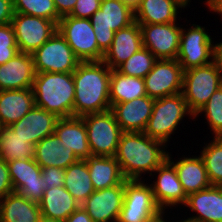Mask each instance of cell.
I'll return each mask as SVG.
<instances>
[{"label": "cell", "mask_w": 222, "mask_h": 222, "mask_svg": "<svg viewBox=\"0 0 222 222\" xmlns=\"http://www.w3.org/2000/svg\"><path fill=\"white\" fill-rule=\"evenodd\" d=\"M109 96L111 106L147 96L143 78L127 76L111 70Z\"/></svg>", "instance_id": "cell-30"}, {"label": "cell", "mask_w": 222, "mask_h": 222, "mask_svg": "<svg viewBox=\"0 0 222 222\" xmlns=\"http://www.w3.org/2000/svg\"><path fill=\"white\" fill-rule=\"evenodd\" d=\"M206 4L211 11L222 15V0H207Z\"/></svg>", "instance_id": "cell-47"}, {"label": "cell", "mask_w": 222, "mask_h": 222, "mask_svg": "<svg viewBox=\"0 0 222 222\" xmlns=\"http://www.w3.org/2000/svg\"><path fill=\"white\" fill-rule=\"evenodd\" d=\"M164 145L144 132H123L114 157L125 179L140 180L142 173L147 171L152 175L167 159L169 152L161 149Z\"/></svg>", "instance_id": "cell-2"}, {"label": "cell", "mask_w": 222, "mask_h": 222, "mask_svg": "<svg viewBox=\"0 0 222 222\" xmlns=\"http://www.w3.org/2000/svg\"><path fill=\"white\" fill-rule=\"evenodd\" d=\"M221 86L214 62L184 71L182 94L193 117Z\"/></svg>", "instance_id": "cell-5"}, {"label": "cell", "mask_w": 222, "mask_h": 222, "mask_svg": "<svg viewBox=\"0 0 222 222\" xmlns=\"http://www.w3.org/2000/svg\"><path fill=\"white\" fill-rule=\"evenodd\" d=\"M100 3L101 0H77L69 16L90 19L99 10Z\"/></svg>", "instance_id": "cell-40"}, {"label": "cell", "mask_w": 222, "mask_h": 222, "mask_svg": "<svg viewBox=\"0 0 222 222\" xmlns=\"http://www.w3.org/2000/svg\"><path fill=\"white\" fill-rule=\"evenodd\" d=\"M81 118L86 126L92 156H115L123 131L112 111L91 113Z\"/></svg>", "instance_id": "cell-8"}, {"label": "cell", "mask_w": 222, "mask_h": 222, "mask_svg": "<svg viewBox=\"0 0 222 222\" xmlns=\"http://www.w3.org/2000/svg\"><path fill=\"white\" fill-rule=\"evenodd\" d=\"M14 189L9 176V167L5 160L0 158V201Z\"/></svg>", "instance_id": "cell-42"}, {"label": "cell", "mask_w": 222, "mask_h": 222, "mask_svg": "<svg viewBox=\"0 0 222 222\" xmlns=\"http://www.w3.org/2000/svg\"><path fill=\"white\" fill-rule=\"evenodd\" d=\"M40 216L39 203L17 192L7 194L0 201V222H37Z\"/></svg>", "instance_id": "cell-28"}, {"label": "cell", "mask_w": 222, "mask_h": 222, "mask_svg": "<svg viewBox=\"0 0 222 222\" xmlns=\"http://www.w3.org/2000/svg\"><path fill=\"white\" fill-rule=\"evenodd\" d=\"M158 59L147 48L142 47L130 56L116 70L121 74L143 78L152 70Z\"/></svg>", "instance_id": "cell-35"}, {"label": "cell", "mask_w": 222, "mask_h": 222, "mask_svg": "<svg viewBox=\"0 0 222 222\" xmlns=\"http://www.w3.org/2000/svg\"><path fill=\"white\" fill-rule=\"evenodd\" d=\"M140 180H126L124 183V203L122 208L136 210H161L156 204L152 188Z\"/></svg>", "instance_id": "cell-33"}, {"label": "cell", "mask_w": 222, "mask_h": 222, "mask_svg": "<svg viewBox=\"0 0 222 222\" xmlns=\"http://www.w3.org/2000/svg\"><path fill=\"white\" fill-rule=\"evenodd\" d=\"M111 69L103 61L80 62L73 72L75 85L73 116L110 110Z\"/></svg>", "instance_id": "cell-1"}, {"label": "cell", "mask_w": 222, "mask_h": 222, "mask_svg": "<svg viewBox=\"0 0 222 222\" xmlns=\"http://www.w3.org/2000/svg\"><path fill=\"white\" fill-rule=\"evenodd\" d=\"M57 31L81 62L103 60L104 53L98 47L90 19L63 16L57 24Z\"/></svg>", "instance_id": "cell-7"}, {"label": "cell", "mask_w": 222, "mask_h": 222, "mask_svg": "<svg viewBox=\"0 0 222 222\" xmlns=\"http://www.w3.org/2000/svg\"><path fill=\"white\" fill-rule=\"evenodd\" d=\"M35 162L41 167H58L66 169L79 160L72 149L60 141L55 133L43 138L35 145Z\"/></svg>", "instance_id": "cell-23"}, {"label": "cell", "mask_w": 222, "mask_h": 222, "mask_svg": "<svg viewBox=\"0 0 222 222\" xmlns=\"http://www.w3.org/2000/svg\"><path fill=\"white\" fill-rule=\"evenodd\" d=\"M99 49L105 54L115 32L135 22V12L121 0H101L100 8L90 18Z\"/></svg>", "instance_id": "cell-4"}, {"label": "cell", "mask_w": 222, "mask_h": 222, "mask_svg": "<svg viewBox=\"0 0 222 222\" xmlns=\"http://www.w3.org/2000/svg\"><path fill=\"white\" fill-rule=\"evenodd\" d=\"M79 206L64 186L44 190L39 202L41 215L60 221H65Z\"/></svg>", "instance_id": "cell-29"}, {"label": "cell", "mask_w": 222, "mask_h": 222, "mask_svg": "<svg viewBox=\"0 0 222 222\" xmlns=\"http://www.w3.org/2000/svg\"><path fill=\"white\" fill-rule=\"evenodd\" d=\"M35 106L32 88L0 91V121L10 126Z\"/></svg>", "instance_id": "cell-24"}, {"label": "cell", "mask_w": 222, "mask_h": 222, "mask_svg": "<svg viewBox=\"0 0 222 222\" xmlns=\"http://www.w3.org/2000/svg\"><path fill=\"white\" fill-rule=\"evenodd\" d=\"M124 4L128 5L129 7H131L133 10H135L139 4L141 0H121Z\"/></svg>", "instance_id": "cell-48"}, {"label": "cell", "mask_w": 222, "mask_h": 222, "mask_svg": "<svg viewBox=\"0 0 222 222\" xmlns=\"http://www.w3.org/2000/svg\"><path fill=\"white\" fill-rule=\"evenodd\" d=\"M14 13L13 0H0V25L11 23Z\"/></svg>", "instance_id": "cell-43"}, {"label": "cell", "mask_w": 222, "mask_h": 222, "mask_svg": "<svg viewBox=\"0 0 222 222\" xmlns=\"http://www.w3.org/2000/svg\"><path fill=\"white\" fill-rule=\"evenodd\" d=\"M35 145L28 143L10 126H3L0 132V158L6 162L16 159H34Z\"/></svg>", "instance_id": "cell-32"}, {"label": "cell", "mask_w": 222, "mask_h": 222, "mask_svg": "<svg viewBox=\"0 0 222 222\" xmlns=\"http://www.w3.org/2000/svg\"><path fill=\"white\" fill-rule=\"evenodd\" d=\"M59 118L43 108L34 106L19 121L10 125L28 143L36 145L39 141L54 133Z\"/></svg>", "instance_id": "cell-20"}, {"label": "cell", "mask_w": 222, "mask_h": 222, "mask_svg": "<svg viewBox=\"0 0 222 222\" xmlns=\"http://www.w3.org/2000/svg\"><path fill=\"white\" fill-rule=\"evenodd\" d=\"M7 164L14 192L39 203L46 190V182L41 176L42 168L35 159H16Z\"/></svg>", "instance_id": "cell-13"}, {"label": "cell", "mask_w": 222, "mask_h": 222, "mask_svg": "<svg viewBox=\"0 0 222 222\" xmlns=\"http://www.w3.org/2000/svg\"><path fill=\"white\" fill-rule=\"evenodd\" d=\"M32 57L35 73H70L81 62L58 31L35 50Z\"/></svg>", "instance_id": "cell-9"}, {"label": "cell", "mask_w": 222, "mask_h": 222, "mask_svg": "<svg viewBox=\"0 0 222 222\" xmlns=\"http://www.w3.org/2000/svg\"><path fill=\"white\" fill-rule=\"evenodd\" d=\"M19 53L14 29L11 23L0 25V65Z\"/></svg>", "instance_id": "cell-38"}, {"label": "cell", "mask_w": 222, "mask_h": 222, "mask_svg": "<svg viewBox=\"0 0 222 222\" xmlns=\"http://www.w3.org/2000/svg\"><path fill=\"white\" fill-rule=\"evenodd\" d=\"M143 47L157 59H177L182 28L177 24H139Z\"/></svg>", "instance_id": "cell-14"}, {"label": "cell", "mask_w": 222, "mask_h": 222, "mask_svg": "<svg viewBox=\"0 0 222 222\" xmlns=\"http://www.w3.org/2000/svg\"><path fill=\"white\" fill-rule=\"evenodd\" d=\"M35 74L32 54L19 52L0 65V91L32 88Z\"/></svg>", "instance_id": "cell-19"}, {"label": "cell", "mask_w": 222, "mask_h": 222, "mask_svg": "<svg viewBox=\"0 0 222 222\" xmlns=\"http://www.w3.org/2000/svg\"><path fill=\"white\" fill-rule=\"evenodd\" d=\"M143 47L140 25L135 21L126 28L115 32L110 48L105 52L103 62L116 70L130 56Z\"/></svg>", "instance_id": "cell-18"}, {"label": "cell", "mask_w": 222, "mask_h": 222, "mask_svg": "<svg viewBox=\"0 0 222 222\" xmlns=\"http://www.w3.org/2000/svg\"><path fill=\"white\" fill-rule=\"evenodd\" d=\"M192 26L193 28L191 27L187 32L182 28L180 35V48L176 60L184 71L213 62L210 61L213 60L214 51L210 35L204 27L195 24Z\"/></svg>", "instance_id": "cell-12"}, {"label": "cell", "mask_w": 222, "mask_h": 222, "mask_svg": "<svg viewBox=\"0 0 222 222\" xmlns=\"http://www.w3.org/2000/svg\"><path fill=\"white\" fill-rule=\"evenodd\" d=\"M11 24L19 52L30 54L57 31L54 21L21 13H14Z\"/></svg>", "instance_id": "cell-10"}, {"label": "cell", "mask_w": 222, "mask_h": 222, "mask_svg": "<svg viewBox=\"0 0 222 222\" xmlns=\"http://www.w3.org/2000/svg\"><path fill=\"white\" fill-rule=\"evenodd\" d=\"M153 222H167V221H164V220H163V214H162L159 218H157V219L154 220Z\"/></svg>", "instance_id": "cell-51"}, {"label": "cell", "mask_w": 222, "mask_h": 222, "mask_svg": "<svg viewBox=\"0 0 222 222\" xmlns=\"http://www.w3.org/2000/svg\"><path fill=\"white\" fill-rule=\"evenodd\" d=\"M184 8L177 0H141L134 10L138 24H168L177 18V9Z\"/></svg>", "instance_id": "cell-27"}, {"label": "cell", "mask_w": 222, "mask_h": 222, "mask_svg": "<svg viewBox=\"0 0 222 222\" xmlns=\"http://www.w3.org/2000/svg\"><path fill=\"white\" fill-rule=\"evenodd\" d=\"M180 4H182L184 7L186 6L187 7V5H188V2L190 1V0H177Z\"/></svg>", "instance_id": "cell-50"}, {"label": "cell", "mask_w": 222, "mask_h": 222, "mask_svg": "<svg viewBox=\"0 0 222 222\" xmlns=\"http://www.w3.org/2000/svg\"><path fill=\"white\" fill-rule=\"evenodd\" d=\"M41 176L46 182V189L64 186L65 170L58 167L42 168Z\"/></svg>", "instance_id": "cell-41"}, {"label": "cell", "mask_w": 222, "mask_h": 222, "mask_svg": "<svg viewBox=\"0 0 222 222\" xmlns=\"http://www.w3.org/2000/svg\"><path fill=\"white\" fill-rule=\"evenodd\" d=\"M167 159L174 165L179 181L187 196L211 186L201 156L180 158V160L175 163L171 160V157L168 154Z\"/></svg>", "instance_id": "cell-25"}, {"label": "cell", "mask_w": 222, "mask_h": 222, "mask_svg": "<svg viewBox=\"0 0 222 222\" xmlns=\"http://www.w3.org/2000/svg\"><path fill=\"white\" fill-rule=\"evenodd\" d=\"M37 222H63V221L41 215Z\"/></svg>", "instance_id": "cell-49"}, {"label": "cell", "mask_w": 222, "mask_h": 222, "mask_svg": "<svg viewBox=\"0 0 222 222\" xmlns=\"http://www.w3.org/2000/svg\"><path fill=\"white\" fill-rule=\"evenodd\" d=\"M64 187L80 205L95 191L85 160H77L65 169Z\"/></svg>", "instance_id": "cell-31"}, {"label": "cell", "mask_w": 222, "mask_h": 222, "mask_svg": "<svg viewBox=\"0 0 222 222\" xmlns=\"http://www.w3.org/2000/svg\"><path fill=\"white\" fill-rule=\"evenodd\" d=\"M164 212L162 210H136L122 208L117 222H153Z\"/></svg>", "instance_id": "cell-39"}, {"label": "cell", "mask_w": 222, "mask_h": 222, "mask_svg": "<svg viewBox=\"0 0 222 222\" xmlns=\"http://www.w3.org/2000/svg\"><path fill=\"white\" fill-rule=\"evenodd\" d=\"M124 183L94 191L81 206L93 222H117L124 203Z\"/></svg>", "instance_id": "cell-15"}, {"label": "cell", "mask_w": 222, "mask_h": 222, "mask_svg": "<svg viewBox=\"0 0 222 222\" xmlns=\"http://www.w3.org/2000/svg\"><path fill=\"white\" fill-rule=\"evenodd\" d=\"M85 161L95 191L125 183L126 179L114 156H90Z\"/></svg>", "instance_id": "cell-26"}, {"label": "cell", "mask_w": 222, "mask_h": 222, "mask_svg": "<svg viewBox=\"0 0 222 222\" xmlns=\"http://www.w3.org/2000/svg\"><path fill=\"white\" fill-rule=\"evenodd\" d=\"M153 172H159L157 181H154L153 185L150 184L158 207L164 212L167 206L185 205L187 195L182 188L174 165L166 159Z\"/></svg>", "instance_id": "cell-16"}, {"label": "cell", "mask_w": 222, "mask_h": 222, "mask_svg": "<svg viewBox=\"0 0 222 222\" xmlns=\"http://www.w3.org/2000/svg\"><path fill=\"white\" fill-rule=\"evenodd\" d=\"M183 74L176 59H158L144 77L146 95L155 100L182 93Z\"/></svg>", "instance_id": "cell-11"}, {"label": "cell", "mask_w": 222, "mask_h": 222, "mask_svg": "<svg viewBox=\"0 0 222 222\" xmlns=\"http://www.w3.org/2000/svg\"><path fill=\"white\" fill-rule=\"evenodd\" d=\"M154 99L144 96L116 103L110 110L123 132H144L152 114Z\"/></svg>", "instance_id": "cell-17"}, {"label": "cell", "mask_w": 222, "mask_h": 222, "mask_svg": "<svg viewBox=\"0 0 222 222\" xmlns=\"http://www.w3.org/2000/svg\"><path fill=\"white\" fill-rule=\"evenodd\" d=\"M32 89L35 106L54 113L58 118L73 117V72L36 73Z\"/></svg>", "instance_id": "cell-3"}, {"label": "cell", "mask_w": 222, "mask_h": 222, "mask_svg": "<svg viewBox=\"0 0 222 222\" xmlns=\"http://www.w3.org/2000/svg\"><path fill=\"white\" fill-rule=\"evenodd\" d=\"M205 112L206 119L215 137H222V86L216 90L208 102L193 117Z\"/></svg>", "instance_id": "cell-37"}, {"label": "cell", "mask_w": 222, "mask_h": 222, "mask_svg": "<svg viewBox=\"0 0 222 222\" xmlns=\"http://www.w3.org/2000/svg\"><path fill=\"white\" fill-rule=\"evenodd\" d=\"M211 185L222 186V137H215L201 151Z\"/></svg>", "instance_id": "cell-34"}, {"label": "cell", "mask_w": 222, "mask_h": 222, "mask_svg": "<svg viewBox=\"0 0 222 222\" xmlns=\"http://www.w3.org/2000/svg\"><path fill=\"white\" fill-rule=\"evenodd\" d=\"M185 206L197 212L183 222H222V186L210 187L187 196Z\"/></svg>", "instance_id": "cell-21"}, {"label": "cell", "mask_w": 222, "mask_h": 222, "mask_svg": "<svg viewBox=\"0 0 222 222\" xmlns=\"http://www.w3.org/2000/svg\"><path fill=\"white\" fill-rule=\"evenodd\" d=\"M58 14L63 17L69 15L77 0H53Z\"/></svg>", "instance_id": "cell-44"}, {"label": "cell", "mask_w": 222, "mask_h": 222, "mask_svg": "<svg viewBox=\"0 0 222 222\" xmlns=\"http://www.w3.org/2000/svg\"><path fill=\"white\" fill-rule=\"evenodd\" d=\"M54 133L69 149H72L79 160H86L92 156L86 126L81 117L59 118Z\"/></svg>", "instance_id": "cell-22"}, {"label": "cell", "mask_w": 222, "mask_h": 222, "mask_svg": "<svg viewBox=\"0 0 222 222\" xmlns=\"http://www.w3.org/2000/svg\"><path fill=\"white\" fill-rule=\"evenodd\" d=\"M63 222H93L91 217L80 205L65 221Z\"/></svg>", "instance_id": "cell-45"}, {"label": "cell", "mask_w": 222, "mask_h": 222, "mask_svg": "<svg viewBox=\"0 0 222 222\" xmlns=\"http://www.w3.org/2000/svg\"><path fill=\"white\" fill-rule=\"evenodd\" d=\"M13 7L15 13L42 17L56 24L61 19L53 0H13Z\"/></svg>", "instance_id": "cell-36"}, {"label": "cell", "mask_w": 222, "mask_h": 222, "mask_svg": "<svg viewBox=\"0 0 222 222\" xmlns=\"http://www.w3.org/2000/svg\"><path fill=\"white\" fill-rule=\"evenodd\" d=\"M2 127H3V125H2V123H1V121H0V132H1Z\"/></svg>", "instance_id": "cell-52"}, {"label": "cell", "mask_w": 222, "mask_h": 222, "mask_svg": "<svg viewBox=\"0 0 222 222\" xmlns=\"http://www.w3.org/2000/svg\"><path fill=\"white\" fill-rule=\"evenodd\" d=\"M214 64L217 67L218 73L222 82V43H218L214 45L213 51V60Z\"/></svg>", "instance_id": "cell-46"}, {"label": "cell", "mask_w": 222, "mask_h": 222, "mask_svg": "<svg viewBox=\"0 0 222 222\" xmlns=\"http://www.w3.org/2000/svg\"><path fill=\"white\" fill-rule=\"evenodd\" d=\"M186 114L193 116L182 93L155 99L144 133L166 143Z\"/></svg>", "instance_id": "cell-6"}]
</instances>
